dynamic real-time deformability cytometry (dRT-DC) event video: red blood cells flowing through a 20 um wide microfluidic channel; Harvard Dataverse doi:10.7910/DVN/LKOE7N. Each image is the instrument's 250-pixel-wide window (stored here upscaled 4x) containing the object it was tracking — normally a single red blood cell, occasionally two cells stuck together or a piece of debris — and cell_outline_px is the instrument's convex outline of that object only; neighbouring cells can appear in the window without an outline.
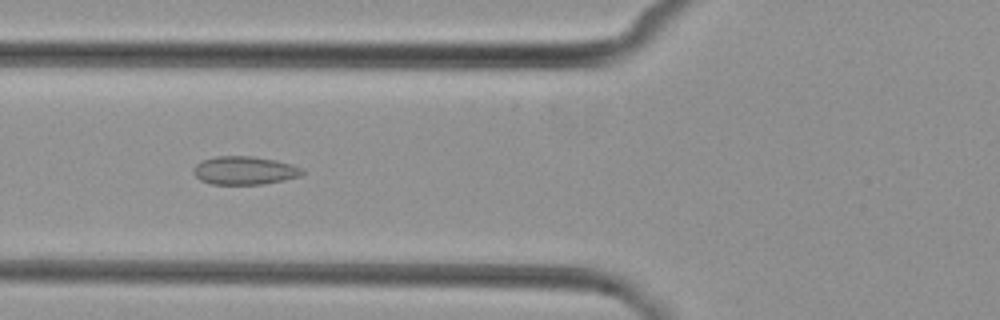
{"species": "common noctule bat (a hibernating species)", "species_latin": "Nyctalus noctula", "temperature_condition": "cold", "stored_images_in_passage": 7, "camera_frame_rate_fps": 3000, "um_per_image_px": 0.085, "animal": {"sex": "female", "body_mass_g": 29.2, "forearm_length_mm": 56.3}, "frame": {"image": 1, "passage_image": 7, "time_ms": 7.0, "image_size_px": [1000, 320], "cell_outline_px": [[304, 172], [300, 176], [284, 180], [264, 184], [212, 184], [200, 180], [192, 172], [192, 168], [196, 164], [204, 160], [216, 156], [252, 156], [276, 160], [292, 164], [304, 168]], "centroid_in_image_um": [20.8, 14.49], "position_along_channel_um": 105.0, "area_um2": 18.03}}